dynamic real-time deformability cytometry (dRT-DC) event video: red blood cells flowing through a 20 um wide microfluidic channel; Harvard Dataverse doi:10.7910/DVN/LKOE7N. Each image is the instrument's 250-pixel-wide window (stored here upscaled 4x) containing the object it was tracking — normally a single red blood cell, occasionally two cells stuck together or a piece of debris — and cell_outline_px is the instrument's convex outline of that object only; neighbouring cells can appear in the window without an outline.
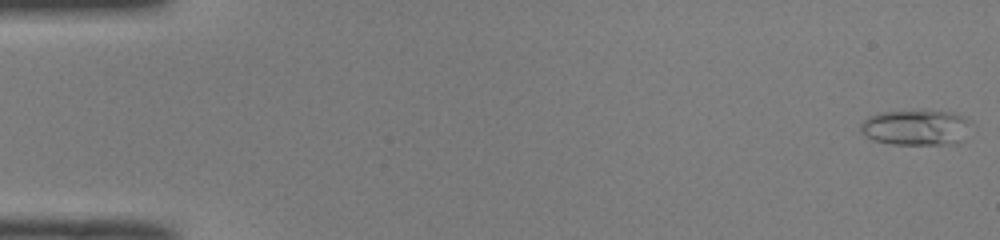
{"species": "common noctule bat (a hibernating species)", "species_latin": "Nyctalus noctula", "temperature_condition": "room temperature", "stored_images_in_passage": 51, "camera_frame_rate_fps": 3000, "um_per_image_px": 0.085, "animal": {"sex": "male", "body_mass_g": 19.0, "forearm_length_mm": 50.8}, "frame": {"image": 1, "passage_image": 1, "time_ms": 0.0, "image_size_px": [1000, 240], "cell_outline_px": [[972, 124], [964, 140], [960, 144], [892, 144], [872, 140], [864, 136], [860, 132], [860, 124], [868, 116], [876, 112], [920, 108], [952, 112], [972, 120]], "centroid_in_image_um": [77.88, 10.8], "position_along_channel_um": 7.1, "area_um2": 24.16}}
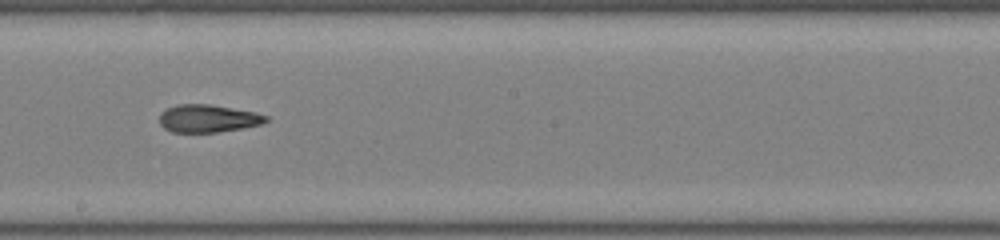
{"frame": {"image": 2, "passage_image": 29, "time_ms": 9.333, "image_size_px": [1000, 240], "cell_outline_px": [[268, 120], [260, 124], [244, 128], [216, 132], [172, 132], [164, 128], [160, 124], [160, 112], [176, 104], [212, 104], [256, 112], [268, 116]], "centroid_in_image_um": [17.68, 10.06], "position_along_channel_um": 230.5, "area_um2": 17.28}}
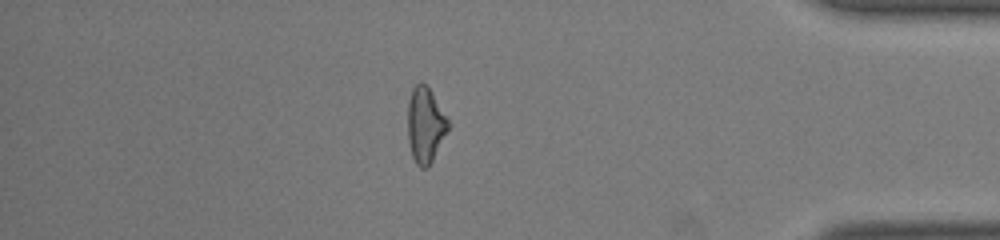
{"frame": {"image": 3, "passage_image": 44, "time_ms": 14.333, "image_size_px": [1000, 240], "cell_outline_px": [[452, 124], [428, 168], [420, 168], [416, 164], [412, 156], [408, 140], [408, 100], [412, 88], [420, 80], [428, 88]], "centroid_in_image_um": [36.16, 10.64], "position_along_channel_um": 399.0, "area_um2": 17.92}, "authors_computed_cell_mechanics": {"area_um2": 18.207, "velocity_mm_per_s": 4.0368, "shape_relaxation_time_tau1_ms": 7.8639, "shape_relaxation_time_tau2_ms": 2.4573, "deformation_change_tau1": 0.2163, "deformation_change_tau2": 0.1004}}